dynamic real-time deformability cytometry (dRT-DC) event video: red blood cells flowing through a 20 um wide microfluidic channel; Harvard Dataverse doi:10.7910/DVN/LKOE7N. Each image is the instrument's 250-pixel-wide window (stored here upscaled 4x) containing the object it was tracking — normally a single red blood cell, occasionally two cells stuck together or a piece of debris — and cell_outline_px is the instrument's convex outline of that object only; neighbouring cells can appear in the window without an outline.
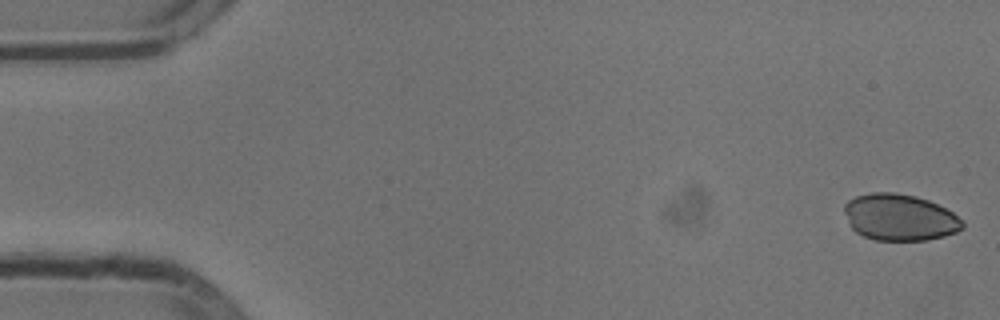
{"species": "common noctule bat (a hibernating species)", "species_latin": "Nyctalus noctula", "temperature_condition": "cold", "stored_images_in_passage": 53, "camera_frame_rate_fps": 3000, "um_per_image_px": 0.085, "animal": {"sex": "male", "body_mass_g": 13.3}, "frame": {"image": 1, "passage_image": 1, "time_ms": 0.0, "image_size_px": [1000, 320], "cell_outline_px": [[964, 228], [956, 232], [944, 236], [924, 240], [876, 240], [864, 236], [856, 232], [852, 228], [844, 212], [844, 204], [848, 200], [856, 196], [872, 192], [896, 192], [916, 196], [928, 200], [952, 212], [964, 220]], "centroid_in_image_um": [76.48, 18.47], "position_along_channel_um": 8.5, "area_um2": 32.08}}
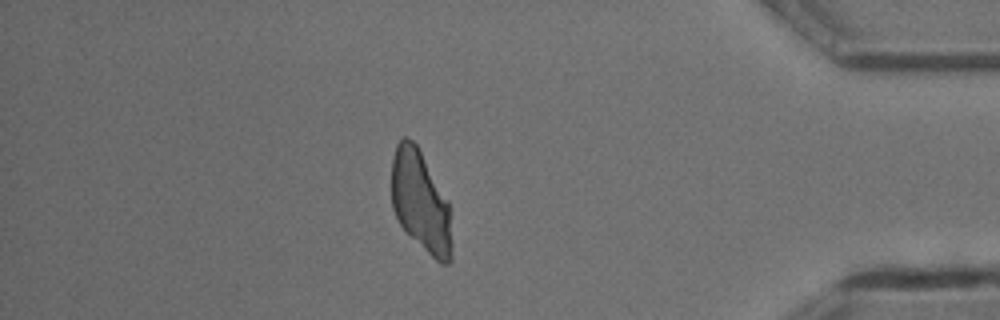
{"frame": {"image": 2, "passage_image": 46, "time_ms": 15.0, "image_size_px": [1000, 320], "cell_outline_px": [[452, 260], [448, 264], [440, 264], [400, 224], [392, 208], [392, 160], [396, 144], [404, 136], [408, 136], [420, 148], [448, 200], [452, 240]], "centroid_in_image_um": [35.77, 17.09], "position_along_channel_um": 399.4, "area_um2": 35.55}}